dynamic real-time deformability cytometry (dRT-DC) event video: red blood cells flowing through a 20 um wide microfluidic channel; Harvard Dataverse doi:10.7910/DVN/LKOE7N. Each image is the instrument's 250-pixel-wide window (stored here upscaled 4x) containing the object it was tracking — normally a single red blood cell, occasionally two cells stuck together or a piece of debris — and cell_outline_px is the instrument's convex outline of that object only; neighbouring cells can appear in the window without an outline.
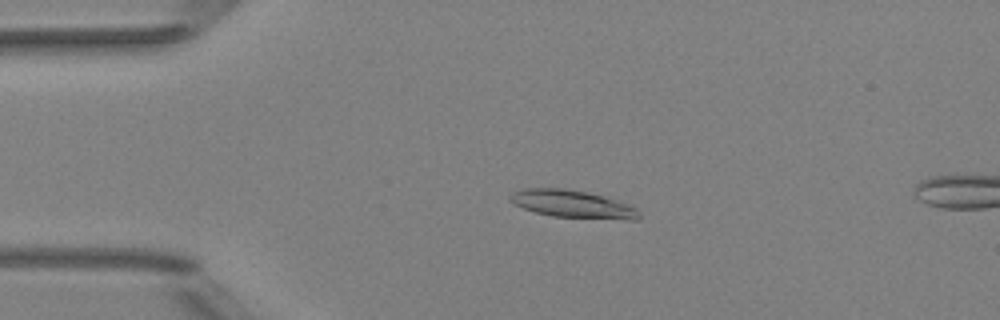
{"species": "Egyptian fruit bat (a non-hibernating species)", "species_latin": "Rousettus aegyptiacus", "temperature_condition": "room temperature", "stored_images_in_passage": 51, "camera_frame_rate_fps": 3000, "um_per_image_px": 0.085, "animal": {"sex": "female"}, "frame": {"image": 1, "passage_image": 11, "time_ms": 3.333, "image_size_px": [1000, 320], "cell_outline_px": [[640, 216], [636, 220], [632, 220], [552, 216], [536, 212], [512, 204], [508, 200], [508, 196], [512, 192], [524, 188], [564, 188], [588, 192], [604, 196], [628, 204], [636, 208], [640, 212]], "centroid_in_image_um": [48.64, 17.34], "position_along_channel_um": 36.4, "area_um2": 20.87}}
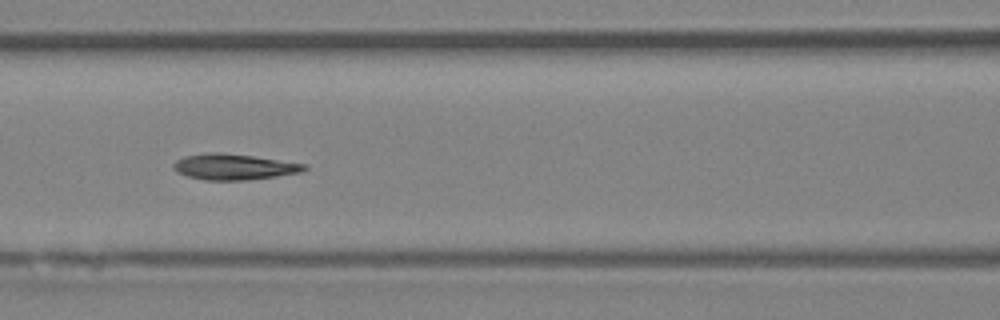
{"frame": {"image": 2, "passage_image": 22, "time_ms": 7.0, "image_size_px": [1000, 320], "cell_outline_px": [[308, 168], [300, 172], [276, 176], [244, 180], [204, 180], [188, 176], [176, 172], [172, 168], [172, 164], [176, 160], [184, 156], [212, 152], [216, 152], [252, 156], [308, 164]], "centroid_in_image_um": [19.86, 14.18], "position_along_channel_um": 146.7, "area_um2": 19.59}}
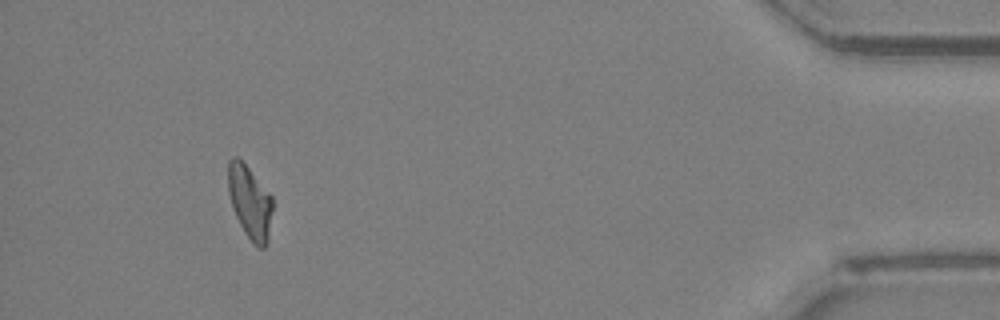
{"frame": {"image": 3, "passage_image": 47, "time_ms": 15.333, "image_size_px": [1000, 320], "cell_outline_px": [[272, 208], [268, 244], [264, 248], [260, 248], [248, 236], [240, 224], [232, 208], [228, 192], [228, 160], [232, 156], [236, 156], [248, 168], [272, 196]], "centroid_in_image_um": [21.23, 17.17], "position_along_channel_um": 414.0, "area_um2": 18.67}, "authors_computed_cell_mechanics": {"area_um2": 19.5364, "velocity_mm_per_s": 4.0109, "shape_relaxation_time_tau1_ms": 10.9873, "shape_relaxation_time_tau2_ms": 3.9729, "deformation_change_tau1": 0.261, "deformation_change_tau2": 0.0934}}